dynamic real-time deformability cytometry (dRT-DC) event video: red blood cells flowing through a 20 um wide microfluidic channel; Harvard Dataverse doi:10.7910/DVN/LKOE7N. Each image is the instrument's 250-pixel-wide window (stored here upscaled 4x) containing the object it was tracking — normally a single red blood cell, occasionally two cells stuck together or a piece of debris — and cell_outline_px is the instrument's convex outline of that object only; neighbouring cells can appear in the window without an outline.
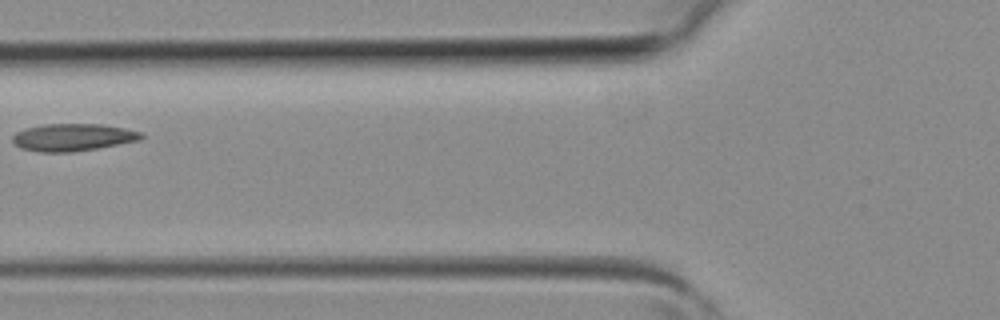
{"species": "common noctule bat (a hibernating species)", "species_latin": "Nyctalus noctula", "temperature_condition": "room temperature", "stored_images_in_passage": 4, "camera_frame_rate_fps": 3000, "um_per_image_px": 0.085, "animal": {"sex": "female", "body_mass_g": 19.3, "forearm_length_mm": 54.1}, "frame": {"image": 1, "passage_image": 4, "time_ms": 1.0, "image_size_px": [1000, 320], "cell_outline_px": [[144, 136], [140, 140], [96, 148], [68, 152], [40, 152], [20, 148], [12, 140], [12, 136], [16, 132], [24, 128], [44, 124], [100, 124], [124, 128], [140, 132]], "centroid_in_image_um": [6.15, 11.66], "position_along_channel_um": 119.6, "area_um2": 20.35}}